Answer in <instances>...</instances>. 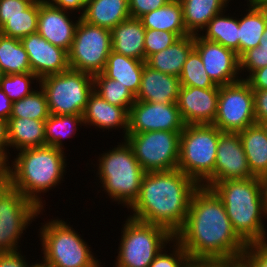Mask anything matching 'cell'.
<instances>
[{
    "label": "cell",
    "instance_id": "obj_1",
    "mask_svg": "<svg viewBox=\"0 0 267 267\" xmlns=\"http://www.w3.org/2000/svg\"><path fill=\"white\" fill-rule=\"evenodd\" d=\"M174 238L192 259L238 258L247 247L235 232L221 199L205 186L194 191L186 221Z\"/></svg>",
    "mask_w": 267,
    "mask_h": 267
},
{
    "label": "cell",
    "instance_id": "obj_2",
    "mask_svg": "<svg viewBox=\"0 0 267 267\" xmlns=\"http://www.w3.org/2000/svg\"><path fill=\"white\" fill-rule=\"evenodd\" d=\"M198 187L178 168L146 172L139 195L129 207L133 213L129 216L163 226L175 235L186 221L192 195Z\"/></svg>",
    "mask_w": 267,
    "mask_h": 267
},
{
    "label": "cell",
    "instance_id": "obj_3",
    "mask_svg": "<svg viewBox=\"0 0 267 267\" xmlns=\"http://www.w3.org/2000/svg\"><path fill=\"white\" fill-rule=\"evenodd\" d=\"M64 153L53 146L19 150L9 164V184L45 212L41 193L62 183L67 165Z\"/></svg>",
    "mask_w": 267,
    "mask_h": 267
},
{
    "label": "cell",
    "instance_id": "obj_4",
    "mask_svg": "<svg viewBox=\"0 0 267 267\" xmlns=\"http://www.w3.org/2000/svg\"><path fill=\"white\" fill-rule=\"evenodd\" d=\"M210 188L221 199L235 232L247 245L267 241L263 222L267 215L258 177L224 180Z\"/></svg>",
    "mask_w": 267,
    "mask_h": 267
},
{
    "label": "cell",
    "instance_id": "obj_5",
    "mask_svg": "<svg viewBox=\"0 0 267 267\" xmlns=\"http://www.w3.org/2000/svg\"><path fill=\"white\" fill-rule=\"evenodd\" d=\"M123 140L122 143L118 142L117 147L99 155L96 175L102 184V191L111 201L129 209L139 195L146 171L135 158L132 147Z\"/></svg>",
    "mask_w": 267,
    "mask_h": 267
},
{
    "label": "cell",
    "instance_id": "obj_6",
    "mask_svg": "<svg viewBox=\"0 0 267 267\" xmlns=\"http://www.w3.org/2000/svg\"><path fill=\"white\" fill-rule=\"evenodd\" d=\"M220 132L213 124H188L180 134L178 169L199 186L214 184Z\"/></svg>",
    "mask_w": 267,
    "mask_h": 267
},
{
    "label": "cell",
    "instance_id": "obj_7",
    "mask_svg": "<svg viewBox=\"0 0 267 267\" xmlns=\"http://www.w3.org/2000/svg\"><path fill=\"white\" fill-rule=\"evenodd\" d=\"M39 230L42 260L48 267H103L81 235L64 220L51 219Z\"/></svg>",
    "mask_w": 267,
    "mask_h": 267
},
{
    "label": "cell",
    "instance_id": "obj_8",
    "mask_svg": "<svg viewBox=\"0 0 267 267\" xmlns=\"http://www.w3.org/2000/svg\"><path fill=\"white\" fill-rule=\"evenodd\" d=\"M122 228L115 267H149L161 250L174 239V235L163 226L130 216Z\"/></svg>",
    "mask_w": 267,
    "mask_h": 267
},
{
    "label": "cell",
    "instance_id": "obj_9",
    "mask_svg": "<svg viewBox=\"0 0 267 267\" xmlns=\"http://www.w3.org/2000/svg\"><path fill=\"white\" fill-rule=\"evenodd\" d=\"M39 87L46 95L49 114L82 115L94 81L89 73L69 69L41 78Z\"/></svg>",
    "mask_w": 267,
    "mask_h": 267
},
{
    "label": "cell",
    "instance_id": "obj_10",
    "mask_svg": "<svg viewBox=\"0 0 267 267\" xmlns=\"http://www.w3.org/2000/svg\"><path fill=\"white\" fill-rule=\"evenodd\" d=\"M111 30L91 25L81 18L68 51L70 69L91 75L102 73L112 51Z\"/></svg>",
    "mask_w": 267,
    "mask_h": 267
},
{
    "label": "cell",
    "instance_id": "obj_11",
    "mask_svg": "<svg viewBox=\"0 0 267 267\" xmlns=\"http://www.w3.org/2000/svg\"><path fill=\"white\" fill-rule=\"evenodd\" d=\"M42 212L10 184L0 189V253L18 252L24 230Z\"/></svg>",
    "mask_w": 267,
    "mask_h": 267
},
{
    "label": "cell",
    "instance_id": "obj_12",
    "mask_svg": "<svg viewBox=\"0 0 267 267\" xmlns=\"http://www.w3.org/2000/svg\"><path fill=\"white\" fill-rule=\"evenodd\" d=\"M180 134L177 131H148L127 134L135 158L146 171H169L178 168Z\"/></svg>",
    "mask_w": 267,
    "mask_h": 267
},
{
    "label": "cell",
    "instance_id": "obj_13",
    "mask_svg": "<svg viewBox=\"0 0 267 267\" xmlns=\"http://www.w3.org/2000/svg\"><path fill=\"white\" fill-rule=\"evenodd\" d=\"M256 124L254 93L249 84L240 81L219 87L217 114L213 125L222 132H240Z\"/></svg>",
    "mask_w": 267,
    "mask_h": 267
},
{
    "label": "cell",
    "instance_id": "obj_14",
    "mask_svg": "<svg viewBox=\"0 0 267 267\" xmlns=\"http://www.w3.org/2000/svg\"><path fill=\"white\" fill-rule=\"evenodd\" d=\"M185 125L177 103L136 100L129 110L127 134L159 130L182 132Z\"/></svg>",
    "mask_w": 267,
    "mask_h": 267
},
{
    "label": "cell",
    "instance_id": "obj_15",
    "mask_svg": "<svg viewBox=\"0 0 267 267\" xmlns=\"http://www.w3.org/2000/svg\"><path fill=\"white\" fill-rule=\"evenodd\" d=\"M194 49L199 53L204 68L218 85L223 86L240 81V60L237 53L223 45L194 35ZM240 75V77H239Z\"/></svg>",
    "mask_w": 267,
    "mask_h": 267
},
{
    "label": "cell",
    "instance_id": "obj_16",
    "mask_svg": "<svg viewBox=\"0 0 267 267\" xmlns=\"http://www.w3.org/2000/svg\"><path fill=\"white\" fill-rule=\"evenodd\" d=\"M255 177L248 166L247 158L238 132H220L216 150L214 184L229 179Z\"/></svg>",
    "mask_w": 267,
    "mask_h": 267
},
{
    "label": "cell",
    "instance_id": "obj_17",
    "mask_svg": "<svg viewBox=\"0 0 267 267\" xmlns=\"http://www.w3.org/2000/svg\"><path fill=\"white\" fill-rule=\"evenodd\" d=\"M21 43L28 54L31 71L39 79L70 69L68 51L52 45L38 32L25 36Z\"/></svg>",
    "mask_w": 267,
    "mask_h": 267
},
{
    "label": "cell",
    "instance_id": "obj_18",
    "mask_svg": "<svg viewBox=\"0 0 267 267\" xmlns=\"http://www.w3.org/2000/svg\"><path fill=\"white\" fill-rule=\"evenodd\" d=\"M73 12L56 7L49 0H39L37 32L52 45L70 50L79 19H70ZM74 21V22H73Z\"/></svg>",
    "mask_w": 267,
    "mask_h": 267
},
{
    "label": "cell",
    "instance_id": "obj_19",
    "mask_svg": "<svg viewBox=\"0 0 267 267\" xmlns=\"http://www.w3.org/2000/svg\"><path fill=\"white\" fill-rule=\"evenodd\" d=\"M219 87L180 86L177 106L186 125L213 124L218 106Z\"/></svg>",
    "mask_w": 267,
    "mask_h": 267
},
{
    "label": "cell",
    "instance_id": "obj_20",
    "mask_svg": "<svg viewBox=\"0 0 267 267\" xmlns=\"http://www.w3.org/2000/svg\"><path fill=\"white\" fill-rule=\"evenodd\" d=\"M128 117L129 111L126 108L108 103L95 91L90 94L82 114L84 126L103 128V131L106 129L108 132L109 129L119 128L122 129L124 139L128 133Z\"/></svg>",
    "mask_w": 267,
    "mask_h": 267
},
{
    "label": "cell",
    "instance_id": "obj_21",
    "mask_svg": "<svg viewBox=\"0 0 267 267\" xmlns=\"http://www.w3.org/2000/svg\"><path fill=\"white\" fill-rule=\"evenodd\" d=\"M180 86L179 77L154 70L145 64L135 99L150 103H177Z\"/></svg>",
    "mask_w": 267,
    "mask_h": 267
},
{
    "label": "cell",
    "instance_id": "obj_22",
    "mask_svg": "<svg viewBox=\"0 0 267 267\" xmlns=\"http://www.w3.org/2000/svg\"><path fill=\"white\" fill-rule=\"evenodd\" d=\"M146 29L139 18L129 17L111 30L112 51L145 61Z\"/></svg>",
    "mask_w": 267,
    "mask_h": 267
},
{
    "label": "cell",
    "instance_id": "obj_23",
    "mask_svg": "<svg viewBox=\"0 0 267 267\" xmlns=\"http://www.w3.org/2000/svg\"><path fill=\"white\" fill-rule=\"evenodd\" d=\"M129 17L128 0H88L81 15L85 22L109 30Z\"/></svg>",
    "mask_w": 267,
    "mask_h": 267
},
{
    "label": "cell",
    "instance_id": "obj_24",
    "mask_svg": "<svg viewBox=\"0 0 267 267\" xmlns=\"http://www.w3.org/2000/svg\"><path fill=\"white\" fill-rule=\"evenodd\" d=\"M194 49V35L180 37L168 48L150 55L145 63L154 70L179 77L185 61Z\"/></svg>",
    "mask_w": 267,
    "mask_h": 267
},
{
    "label": "cell",
    "instance_id": "obj_25",
    "mask_svg": "<svg viewBox=\"0 0 267 267\" xmlns=\"http://www.w3.org/2000/svg\"><path fill=\"white\" fill-rule=\"evenodd\" d=\"M145 64V61L111 51L102 73L109 79L119 81L136 97L141 86V77Z\"/></svg>",
    "mask_w": 267,
    "mask_h": 267
},
{
    "label": "cell",
    "instance_id": "obj_26",
    "mask_svg": "<svg viewBox=\"0 0 267 267\" xmlns=\"http://www.w3.org/2000/svg\"><path fill=\"white\" fill-rule=\"evenodd\" d=\"M179 1L183 9L185 28L190 35L201 34V31H203L209 21H211L217 14L224 12L230 2V0Z\"/></svg>",
    "mask_w": 267,
    "mask_h": 267
},
{
    "label": "cell",
    "instance_id": "obj_27",
    "mask_svg": "<svg viewBox=\"0 0 267 267\" xmlns=\"http://www.w3.org/2000/svg\"><path fill=\"white\" fill-rule=\"evenodd\" d=\"M9 147L17 151L46 146L45 121L29 118H9L7 121Z\"/></svg>",
    "mask_w": 267,
    "mask_h": 267
},
{
    "label": "cell",
    "instance_id": "obj_28",
    "mask_svg": "<svg viewBox=\"0 0 267 267\" xmlns=\"http://www.w3.org/2000/svg\"><path fill=\"white\" fill-rule=\"evenodd\" d=\"M248 166L255 177L267 173V134L260 124L238 132Z\"/></svg>",
    "mask_w": 267,
    "mask_h": 267
},
{
    "label": "cell",
    "instance_id": "obj_29",
    "mask_svg": "<svg viewBox=\"0 0 267 267\" xmlns=\"http://www.w3.org/2000/svg\"><path fill=\"white\" fill-rule=\"evenodd\" d=\"M145 29L176 33L179 37L190 35L185 28L183 9L179 0H171L165 6L141 16Z\"/></svg>",
    "mask_w": 267,
    "mask_h": 267
},
{
    "label": "cell",
    "instance_id": "obj_30",
    "mask_svg": "<svg viewBox=\"0 0 267 267\" xmlns=\"http://www.w3.org/2000/svg\"><path fill=\"white\" fill-rule=\"evenodd\" d=\"M246 13L239 19V57L251 48L259 46L266 22L264 9L259 8L252 0H247Z\"/></svg>",
    "mask_w": 267,
    "mask_h": 267
},
{
    "label": "cell",
    "instance_id": "obj_31",
    "mask_svg": "<svg viewBox=\"0 0 267 267\" xmlns=\"http://www.w3.org/2000/svg\"><path fill=\"white\" fill-rule=\"evenodd\" d=\"M225 12L217 14L209 21L203 31H201L205 32V34L202 33L200 36L233 50L239 56V18L224 15Z\"/></svg>",
    "mask_w": 267,
    "mask_h": 267
},
{
    "label": "cell",
    "instance_id": "obj_32",
    "mask_svg": "<svg viewBox=\"0 0 267 267\" xmlns=\"http://www.w3.org/2000/svg\"><path fill=\"white\" fill-rule=\"evenodd\" d=\"M0 67L4 75L32 72L28 54L20 39L0 33Z\"/></svg>",
    "mask_w": 267,
    "mask_h": 267
},
{
    "label": "cell",
    "instance_id": "obj_33",
    "mask_svg": "<svg viewBox=\"0 0 267 267\" xmlns=\"http://www.w3.org/2000/svg\"><path fill=\"white\" fill-rule=\"evenodd\" d=\"M77 125H80V127L84 125L82 115L50 114L45 120L46 146H53L64 150L62 141L76 134Z\"/></svg>",
    "mask_w": 267,
    "mask_h": 267
},
{
    "label": "cell",
    "instance_id": "obj_34",
    "mask_svg": "<svg viewBox=\"0 0 267 267\" xmlns=\"http://www.w3.org/2000/svg\"><path fill=\"white\" fill-rule=\"evenodd\" d=\"M94 91L112 105L126 108L128 111L136 101L135 96L120 84L109 79L103 73L93 75Z\"/></svg>",
    "mask_w": 267,
    "mask_h": 267
},
{
    "label": "cell",
    "instance_id": "obj_35",
    "mask_svg": "<svg viewBox=\"0 0 267 267\" xmlns=\"http://www.w3.org/2000/svg\"><path fill=\"white\" fill-rule=\"evenodd\" d=\"M38 15L39 0L35 1L22 14L9 17V20L0 28V33L21 40L25 36L37 32Z\"/></svg>",
    "mask_w": 267,
    "mask_h": 267
},
{
    "label": "cell",
    "instance_id": "obj_36",
    "mask_svg": "<svg viewBox=\"0 0 267 267\" xmlns=\"http://www.w3.org/2000/svg\"><path fill=\"white\" fill-rule=\"evenodd\" d=\"M29 96L12 102L10 118H29L45 121L49 117L47 98L44 91L39 87Z\"/></svg>",
    "mask_w": 267,
    "mask_h": 267
},
{
    "label": "cell",
    "instance_id": "obj_37",
    "mask_svg": "<svg viewBox=\"0 0 267 267\" xmlns=\"http://www.w3.org/2000/svg\"><path fill=\"white\" fill-rule=\"evenodd\" d=\"M181 86L198 87L202 89L220 87L207 74L199 53L193 49L185 61L179 76Z\"/></svg>",
    "mask_w": 267,
    "mask_h": 267
},
{
    "label": "cell",
    "instance_id": "obj_38",
    "mask_svg": "<svg viewBox=\"0 0 267 267\" xmlns=\"http://www.w3.org/2000/svg\"><path fill=\"white\" fill-rule=\"evenodd\" d=\"M35 79L36 83L38 82L37 84H39L40 79L32 72L4 75L0 80V88L12 102H15L35 91L32 88V83H35L33 82Z\"/></svg>",
    "mask_w": 267,
    "mask_h": 267
},
{
    "label": "cell",
    "instance_id": "obj_39",
    "mask_svg": "<svg viewBox=\"0 0 267 267\" xmlns=\"http://www.w3.org/2000/svg\"><path fill=\"white\" fill-rule=\"evenodd\" d=\"M179 38L180 37L176 33L156 29H146L144 39L145 60L150 55L168 48Z\"/></svg>",
    "mask_w": 267,
    "mask_h": 267
},
{
    "label": "cell",
    "instance_id": "obj_40",
    "mask_svg": "<svg viewBox=\"0 0 267 267\" xmlns=\"http://www.w3.org/2000/svg\"><path fill=\"white\" fill-rule=\"evenodd\" d=\"M174 245L173 251L170 252L164 247L161 252L154 258L149 267H184L189 257L182 245L174 238L172 240ZM169 252V253H168ZM172 252V253H171ZM168 253V254H167Z\"/></svg>",
    "mask_w": 267,
    "mask_h": 267
},
{
    "label": "cell",
    "instance_id": "obj_41",
    "mask_svg": "<svg viewBox=\"0 0 267 267\" xmlns=\"http://www.w3.org/2000/svg\"><path fill=\"white\" fill-rule=\"evenodd\" d=\"M240 73L249 72V75L263 67L267 66V50L259 46L251 48L244 52L240 57Z\"/></svg>",
    "mask_w": 267,
    "mask_h": 267
},
{
    "label": "cell",
    "instance_id": "obj_42",
    "mask_svg": "<svg viewBox=\"0 0 267 267\" xmlns=\"http://www.w3.org/2000/svg\"><path fill=\"white\" fill-rule=\"evenodd\" d=\"M37 0H0V28L9 17L22 14Z\"/></svg>",
    "mask_w": 267,
    "mask_h": 267
},
{
    "label": "cell",
    "instance_id": "obj_43",
    "mask_svg": "<svg viewBox=\"0 0 267 267\" xmlns=\"http://www.w3.org/2000/svg\"><path fill=\"white\" fill-rule=\"evenodd\" d=\"M242 256L250 267H267V241L248 244Z\"/></svg>",
    "mask_w": 267,
    "mask_h": 267
},
{
    "label": "cell",
    "instance_id": "obj_44",
    "mask_svg": "<svg viewBox=\"0 0 267 267\" xmlns=\"http://www.w3.org/2000/svg\"><path fill=\"white\" fill-rule=\"evenodd\" d=\"M171 0H128L129 13L133 18L141 16L165 6Z\"/></svg>",
    "mask_w": 267,
    "mask_h": 267
},
{
    "label": "cell",
    "instance_id": "obj_45",
    "mask_svg": "<svg viewBox=\"0 0 267 267\" xmlns=\"http://www.w3.org/2000/svg\"><path fill=\"white\" fill-rule=\"evenodd\" d=\"M256 124L267 120V89L253 90Z\"/></svg>",
    "mask_w": 267,
    "mask_h": 267
},
{
    "label": "cell",
    "instance_id": "obj_46",
    "mask_svg": "<svg viewBox=\"0 0 267 267\" xmlns=\"http://www.w3.org/2000/svg\"><path fill=\"white\" fill-rule=\"evenodd\" d=\"M252 90L267 89V66L252 72L243 78Z\"/></svg>",
    "mask_w": 267,
    "mask_h": 267
},
{
    "label": "cell",
    "instance_id": "obj_47",
    "mask_svg": "<svg viewBox=\"0 0 267 267\" xmlns=\"http://www.w3.org/2000/svg\"><path fill=\"white\" fill-rule=\"evenodd\" d=\"M25 257L21 250L14 253H0V267H27L30 263Z\"/></svg>",
    "mask_w": 267,
    "mask_h": 267
},
{
    "label": "cell",
    "instance_id": "obj_48",
    "mask_svg": "<svg viewBox=\"0 0 267 267\" xmlns=\"http://www.w3.org/2000/svg\"><path fill=\"white\" fill-rule=\"evenodd\" d=\"M51 1L56 7L61 8L63 10L66 11H70L73 12L75 11L81 14L78 15H82L84 12V5L85 2H87L88 0H49Z\"/></svg>",
    "mask_w": 267,
    "mask_h": 267
},
{
    "label": "cell",
    "instance_id": "obj_49",
    "mask_svg": "<svg viewBox=\"0 0 267 267\" xmlns=\"http://www.w3.org/2000/svg\"><path fill=\"white\" fill-rule=\"evenodd\" d=\"M7 121L0 119V154L9 162L10 152ZM8 151V152H7ZM9 153V154H8Z\"/></svg>",
    "mask_w": 267,
    "mask_h": 267
},
{
    "label": "cell",
    "instance_id": "obj_50",
    "mask_svg": "<svg viewBox=\"0 0 267 267\" xmlns=\"http://www.w3.org/2000/svg\"><path fill=\"white\" fill-rule=\"evenodd\" d=\"M12 113V101L0 88V119L8 121Z\"/></svg>",
    "mask_w": 267,
    "mask_h": 267
},
{
    "label": "cell",
    "instance_id": "obj_51",
    "mask_svg": "<svg viewBox=\"0 0 267 267\" xmlns=\"http://www.w3.org/2000/svg\"><path fill=\"white\" fill-rule=\"evenodd\" d=\"M184 267H219V259L189 258Z\"/></svg>",
    "mask_w": 267,
    "mask_h": 267
},
{
    "label": "cell",
    "instance_id": "obj_52",
    "mask_svg": "<svg viewBox=\"0 0 267 267\" xmlns=\"http://www.w3.org/2000/svg\"><path fill=\"white\" fill-rule=\"evenodd\" d=\"M9 163L10 162L0 154V189L9 184Z\"/></svg>",
    "mask_w": 267,
    "mask_h": 267
},
{
    "label": "cell",
    "instance_id": "obj_53",
    "mask_svg": "<svg viewBox=\"0 0 267 267\" xmlns=\"http://www.w3.org/2000/svg\"><path fill=\"white\" fill-rule=\"evenodd\" d=\"M258 178H259L260 186H261L263 207L267 215V173L260 175Z\"/></svg>",
    "mask_w": 267,
    "mask_h": 267
},
{
    "label": "cell",
    "instance_id": "obj_54",
    "mask_svg": "<svg viewBox=\"0 0 267 267\" xmlns=\"http://www.w3.org/2000/svg\"><path fill=\"white\" fill-rule=\"evenodd\" d=\"M219 267H239V257L232 259H219Z\"/></svg>",
    "mask_w": 267,
    "mask_h": 267
},
{
    "label": "cell",
    "instance_id": "obj_55",
    "mask_svg": "<svg viewBox=\"0 0 267 267\" xmlns=\"http://www.w3.org/2000/svg\"><path fill=\"white\" fill-rule=\"evenodd\" d=\"M259 8L267 10V0H252Z\"/></svg>",
    "mask_w": 267,
    "mask_h": 267
},
{
    "label": "cell",
    "instance_id": "obj_56",
    "mask_svg": "<svg viewBox=\"0 0 267 267\" xmlns=\"http://www.w3.org/2000/svg\"><path fill=\"white\" fill-rule=\"evenodd\" d=\"M259 47L263 50H267V35H263V38L259 44Z\"/></svg>",
    "mask_w": 267,
    "mask_h": 267
},
{
    "label": "cell",
    "instance_id": "obj_57",
    "mask_svg": "<svg viewBox=\"0 0 267 267\" xmlns=\"http://www.w3.org/2000/svg\"><path fill=\"white\" fill-rule=\"evenodd\" d=\"M239 267H250L248 261L243 257H239Z\"/></svg>",
    "mask_w": 267,
    "mask_h": 267
},
{
    "label": "cell",
    "instance_id": "obj_58",
    "mask_svg": "<svg viewBox=\"0 0 267 267\" xmlns=\"http://www.w3.org/2000/svg\"><path fill=\"white\" fill-rule=\"evenodd\" d=\"M41 263H34V264H29L27 267H48V265L44 261H40Z\"/></svg>",
    "mask_w": 267,
    "mask_h": 267
},
{
    "label": "cell",
    "instance_id": "obj_59",
    "mask_svg": "<svg viewBox=\"0 0 267 267\" xmlns=\"http://www.w3.org/2000/svg\"><path fill=\"white\" fill-rule=\"evenodd\" d=\"M264 18H265V22H266V29H265L263 35H267V10H264Z\"/></svg>",
    "mask_w": 267,
    "mask_h": 267
},
{
    "label": "cell",
    "instance_id": "obj_60",
    "mask_svg": "<svg viewBox=\"0 0 267 267\" xmlns=\"http://www.w3.org/2000/svg\"><path fill=\"white\" fill-rule=\"evenodd\" d=\"M260 125L262 126V128L265 130V132H266V134H267V120L261 122Z\"/></svg>",
    "mask_w": 267,
    "mask_h": 267
},
{
    "label": "cell",
    "instance_id": "obj_61",
    "mask_svg": "<svg viewBox=\"0 0 267 267\" xmlns=\"http://www.w3.org/2000/svg\"><path fill=\"white\" fill-rule=\"evenodd\" d=\"M4 76V73L2 72V70H1V67H0V80H1V78Z\"/></svg>",
    "mask_w": 267,
    "mask_h": 267
}]
</instances>
